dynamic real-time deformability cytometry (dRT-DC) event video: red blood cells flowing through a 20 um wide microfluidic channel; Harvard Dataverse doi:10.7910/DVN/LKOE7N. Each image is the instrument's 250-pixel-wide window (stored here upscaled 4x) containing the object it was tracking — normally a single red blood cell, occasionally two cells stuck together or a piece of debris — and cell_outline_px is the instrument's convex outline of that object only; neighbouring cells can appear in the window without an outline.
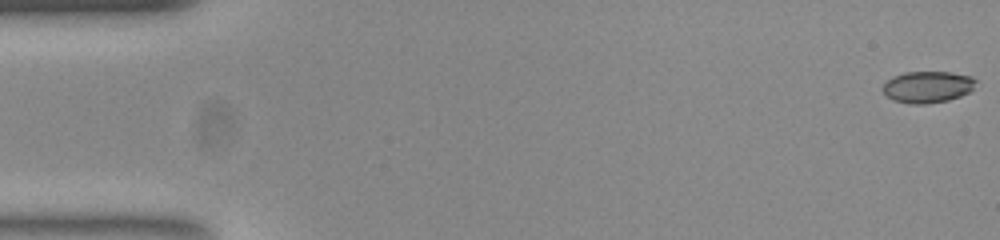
{"species": "common noctule bat (a hibernating species)", "species_latin": "Nyctalus noctula", "temperature_condition": "room temperature", "stored_images_in_passage": 54, "camera_frame_rate_fps": 3000, "um_per_image_px": 0.085, "animal": {"sex": "female", "body_mass_g": 23.0, "forearm_length_mm": 53.4}, "frame": {"image": 1, "passage_image": 1, "time_ms": 0.0, "image_size_px": [1000, 240], "cell_outline_px": [[976, 80], [972, 88], [968, 92], [960, 96], [948, 100], [928, 104], [908, 104], [892, 100], [880, 88], [892, 76], [904, 72], [952, 72], [972, 76]], "centroid_in_image_um": [78.81, 7.39], "position_along_channel_um": 6.2, "area_um2": 17.22}}
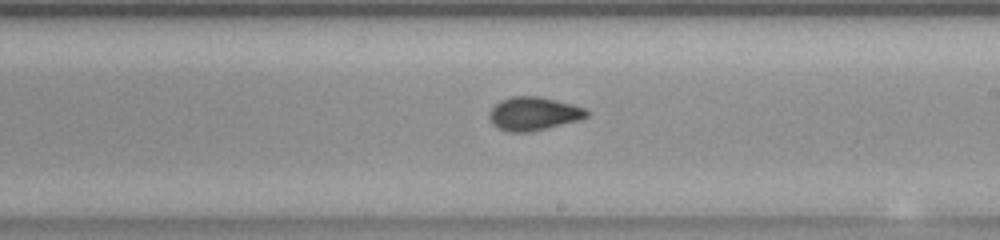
{"frame": {"image": 2, "passage_image": 31, "time_ms": 10.0, "image_size_px": [1000, 240], "cell_outline_px": [[588, 116], [580, 120], [532, 132], [504, 132], [496, 128], [492, 124], [488, 116], [488, 112], [500, 100], [512, 96], [540, 96], [572, 104], [584, 108], [588, 112]], "centroid_in_image_um": [45.32, 9.68], "position_along_channel_um": 243.7, "area_um2": 19.25}}
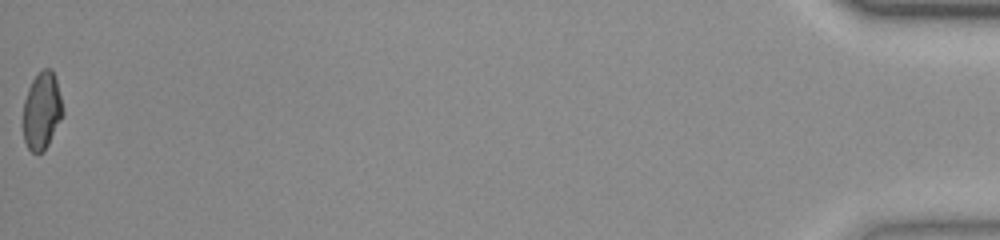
{"frame": {"image": 3, "passage_image": 54, "time_ms": 17.667, "image_size_px": [1000, 240], "cell_outline_px": [[64, 112], [48, 144], [40, 152], [32, 152], [28, 148], [24, 140], [24, 100], [28, 88], [32, 80], [44, 68], [48, 68], [52, 72], [56, 80]], "centroid_in_image_um": [3.55, 9.41], "position_along_channel_um": 431.7, "area_um2": 17.34}, "authors_computed_cell_mechanics": {"area_um2": 18.5538, "velocity_mm_per_s": 3.8273, "shape_relaxation_time_tau1_ms": null, "shape_relaxation_time_tau2_ms": 0.9814, "deformation_change_tau1": null, "deformation_change_tau2": 0.0544}}